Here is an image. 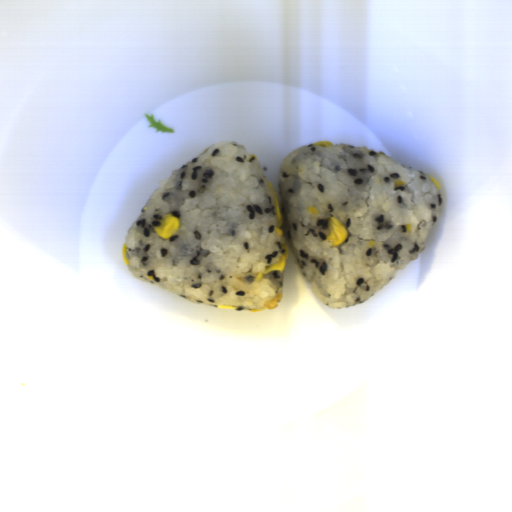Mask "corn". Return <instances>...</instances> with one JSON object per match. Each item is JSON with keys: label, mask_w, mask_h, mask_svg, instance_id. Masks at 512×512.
Segmentation results:
<instances>
[{"label": "corn", "mask_w": 512, "mask_h": 512, "mask_svg": "<svg viewBox=\"0 0 512 512\" xmlns=\"http://www.w3.org/2000/svg\"><path fill=\"white\" fill-rule=\"evenodd\" d=\"M327 230L329 231V235L326 239L332 242V246L334 247H338L349 237L344 223L333 216L327 220Z\"/></svg>", "instance_id": "1"}, {"label": "corn", "mask_w": 512, "mask_h": 512, "mask_svg": "<svg viewBox=\"0 0 512 512\" xmlns=\"http://www.w3.org/2000/svg\"><path fill=\"white\" fill-rule=\"evenodd\" d=\"M181 223L179 218L174 216L173 214H167L164 217H162L158 223V225L153 226L154 230L157 232V234L165 239H170L172 236H174Z\"/></svg>", "instance_id": "2"}, {"label": "corn", "mask_w": 512, "mask_h": 512, "mask_svg": "<svg viewBox=\"0 0 512 512\" xmlns=\"http://www.w3.org/2000/svg\"><path fill=\"white\" fill-rule=\"evenodd\" d=\"M283 250H284V253L280 256V258L278 259L277 262L268 266L266 270L259 272L257 274V276L255 277L256 282H260L263 275L268 274L271 271H279L280 273L284 271L286 264H287V260H288V258H290L289 248H288L287 243H285L283 245Z\"/></svg>", "instance_id": "3"}, {"label": "corn", "mask_w": 512, "mask_h": 512, "mask_svg": "<svg viewBox=\"0 0 512 512\" xmlns=\"http://www.w3.org/2000/svg\"><path fill=\"white\" fill-rule=\"evenodd\" d=\"M268 186L273 194V197H274V207H275V217H276V225H275V232L279 235V236H282L284 231H283V228L282 226H284V219H283V214L281 212V209L279 207V203H278V197H277V193H276V189L275 187L272 185V183L269 181L268 182Z\"/></svg>", "instance_id": "4"}, {"label": "corn", "mask_w": 512, "mask_h": 512, "mask_svg": "<svg viewBox=\"0 0 512 512\" xmlns=\"http://www.w3.org/2000/svg\"><path fill=\"white\" fill-rule=\"evenodd\" d=\"M314 146H318V147H329V146H333V143L329 142V141H326V140H321L319 142H316L314 144Z\"/></svg>", "instance_id": "5"}, {"label": "corn", "mask_w": 512, "mask_h": 512, "mask_svg": "<svg viewBox=\"0 0 512 512\" xmlns=\"http://www.w3.org/2000/svg\"><path fill=\"white\" fill-rule=\"evenodd\" d=\"M122 258H123L125 264L129 265L130 261H129V258L127 256V249H126L125 243H124V246L122 248Z\"/></svg>", "instance_id": "6"}, {"label": "corn", "mask_w": 512, "mask_h": 512, "mask_svg": "<svg viewBox=\"0 0 512 512\" xmlns=\"http://www.w3.org/2000/svg\"><path fill=\"white\" fill-rule=\"evenodd\" d=\"M308 211L311 215H319L320 214L319 210L313 206L308 207Z\"/></svg>", "instance_id": "7"}, {"label": "corn", "mask_w": 512, "mask_h": 512, "mask_svg": "<svg viewBox=\"0 0 512 512\" xmlns=\"http://www.w3.org/2000/svg\"><path fill=\"white\" fill-rule=\"evenodd\" d=\"M217 307L219 310H237L236 307L232 306L218 305Z\"/></svg>", "instance_id": "8"}, {"label": "corn", "mask_w": 512, "mask_h": 512, "mask_svg": "<svg viewBox=\"0 0 512 512\" xmlns=\"http://www.w3.org/2000/svg\"><path fill=\"white\" fill-rule=\"evenodd\" d=\"M430 180H432V181H433V183H434V185H435L436 189H437V190H440V186H439L438 182H437L433 177H430Z\"/></svg>", "instance_id": "9"}, {"label": "corn", "mask_w": 512, "mask_h": 512, "mask_svg": "<svg viewBox=\"0 0 512 512\" xmlns=\"http://www.w3.org/2000/svg\"><path fill=\"white\" fill-rule=\"evenodd\" d=\"M264 310H266V308H265V309H262V310H258L257 308H254V309L249 310V311H250L251 313H260V312H264Z\"/></svg>", "instance_id": "10"}]
</instances>
